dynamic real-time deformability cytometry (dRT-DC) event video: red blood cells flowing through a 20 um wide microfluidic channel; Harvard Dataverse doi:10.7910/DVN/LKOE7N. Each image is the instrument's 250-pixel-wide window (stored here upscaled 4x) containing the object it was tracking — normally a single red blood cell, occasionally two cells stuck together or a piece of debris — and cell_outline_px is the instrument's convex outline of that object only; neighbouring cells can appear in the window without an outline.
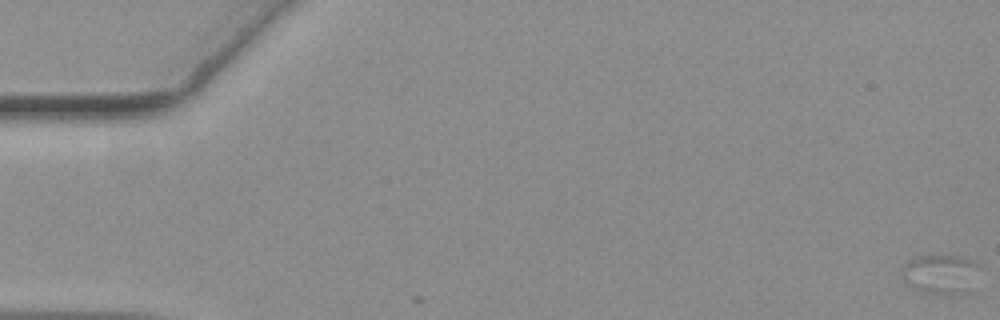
{"species": "common noctule bat (a hibernating species)", "species_latin": "Nyctalus noctula", "temperature_condition": "warm", "stored_images_in_passage": 1, "camera_frame_rate_fps": 3000, "um_per_image_px": 0.085, "animal": {"sex": "female", "body_mass_g": 19.3, "forearm_length_mm": 54.1}, "frame": {"image": 1, "passage_image": 1, "time_ms": 0.0, "image_size_px": [1000, 320], "cell_outline_px": [[980, 264], [964, 292], [952, 296], [944, 296], [920, 292], [904, 284], [900, 276], [900, 272], [904, 264], [908, 260], [916, 256], [960, 256], [976, 260]], "centroid_in_image_um": [79.82, 23.31], "position_along_channel_um": 5.2, "area_um2": 18.09}}